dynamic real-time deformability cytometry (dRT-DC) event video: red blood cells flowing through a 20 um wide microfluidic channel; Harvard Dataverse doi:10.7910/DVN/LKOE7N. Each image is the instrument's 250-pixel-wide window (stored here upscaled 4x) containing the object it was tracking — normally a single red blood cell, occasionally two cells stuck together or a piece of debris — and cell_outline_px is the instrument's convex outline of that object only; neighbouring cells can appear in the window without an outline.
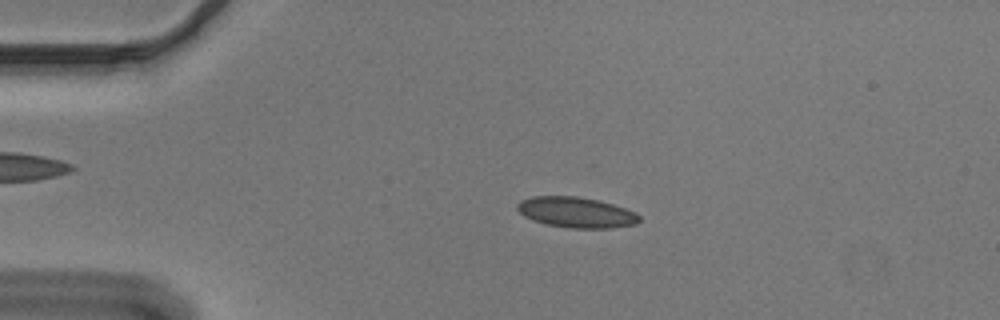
{"species": "Egyptian fruit bat (a non-hibernating species)", "species_latin": "Rousettus aegyptiacus", "temperature_condition": "cold", "stored_images_in_passage": 44, "camera_frame_rate_fps": 3000, "um_per_image_px": 0.085, "animal": {"sex": "male"}, "frame": {"image": 1, "passage_image": 1, "time_ms": 0.0, "image_size_px": [1000, 320], "cell_outline_px": [[640, 220], [636, 224], [612, 228], [568, 228], [548, 224], [532, 220], [524, 216], [516, 208], [516, 204], [520, 200], [532, 196], [576, 196], [600, 200], [636, 212], [640, 216]], "centroid_in_image_um": [48.97, 18.05], "position_along_channel_um": 36.0, "area_um2": 21.85}}
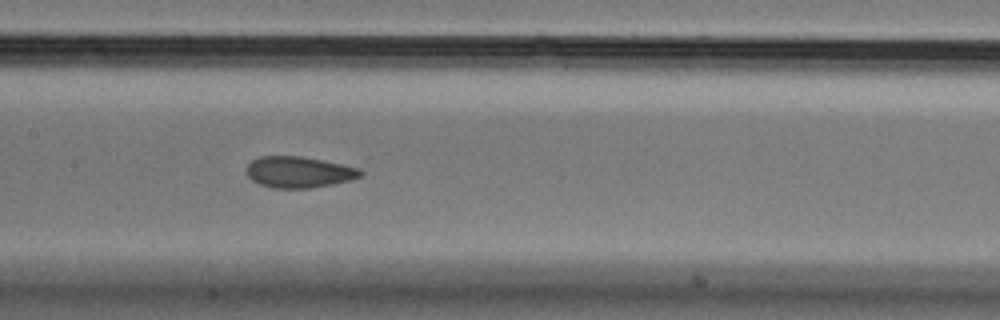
{"frame": {"image": 2, "passage_image": 16, "time_ms": 5.0, "image_size_px": [1000, 320], "cell_outline_px": [[364, 176], [352, 180], [312, 188], [272, 188], [260, 184], [252, 180], [244, 172], [248, 164], [252, 160], [260, 156], [300, 156], [324, 160], [344, 164], [360, 168], [364, 172]], "centroid_in_image_um": [25.44, 14.62], "position_along_channel_um": 182.0, "area_um2": 21.1}}
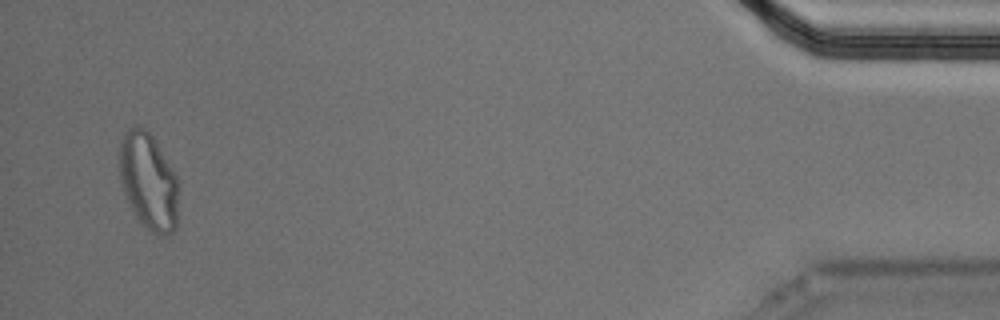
{"frame": {"image": 3, "passage_image": 42, "time_ms": 13.667, "image_size_px": [1000, 320], "cell_outline_px": [[176, 228], [172, 232], [160, 236], [156, 236], [136, 216], [124, 192], [120, 180], [120, 140], [128, 128], [132, 124], [136, 124], [144, 128], [152, 136], [176, 176]], "centroid_in_image_um": [12.59, 15.38], "position_along_channel_um": 422.6, "area_um2": 32.54}, "authors_computed_cell_mechanics": {"area_um2": 21.9929, "velocity_mm_per_s": 3.6652, "shape_relaxation_time_tau1_ms": null, "shape_relaxation_time_tau2_ms": 1.4988, "deformation_change_tau1": null, "deformation_change_tau2": 0.0453}}